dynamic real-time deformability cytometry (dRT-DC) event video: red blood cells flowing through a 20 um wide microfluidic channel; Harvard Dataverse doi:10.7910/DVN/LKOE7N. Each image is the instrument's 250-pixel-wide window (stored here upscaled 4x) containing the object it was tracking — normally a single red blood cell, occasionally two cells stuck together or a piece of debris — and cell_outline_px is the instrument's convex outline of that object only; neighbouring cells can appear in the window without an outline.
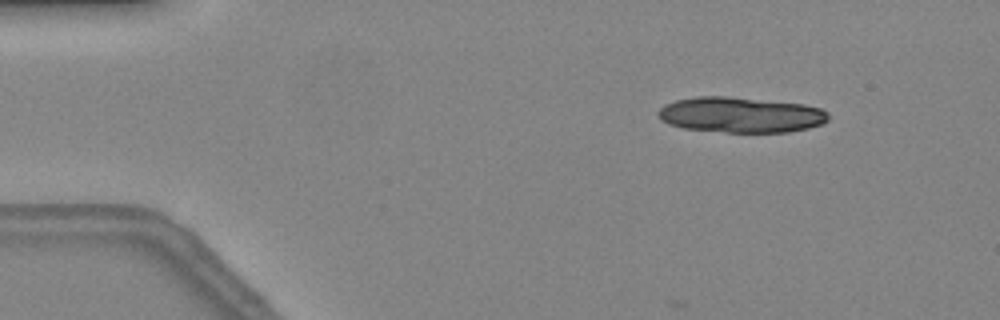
{"species": "common noctule bat (a hibernating species)", "species_latin": "Nyctalus noctula", "temperature_condition": "warm", "stored_images_in_passage": 17, "camera_frame_rate_fps": 3000, "um_per_image_px": 0.085, "animal": {"sex": "female", "body_mass_g": 24.6, "forearm_length_mm": 56.2}, "frame": {"image": 1, "passage_image": 5, "time_ms": 1.333, "image_size_px": [1000, 320], "cell_outline_px": [[828, 120], [820, 124], [808, 128], [788, 132], [724, 132], [684, 128], [668, 124], [660, 120], [656, 112], [664, 104], [676, 100], [696, 96], [728, 96], [804, 104], [820, 108], [828, 112]], "centroid_in_image_um": [62.92, 9.75], "position_along_channel_um": 22.1, "area_um2": 35.37}}